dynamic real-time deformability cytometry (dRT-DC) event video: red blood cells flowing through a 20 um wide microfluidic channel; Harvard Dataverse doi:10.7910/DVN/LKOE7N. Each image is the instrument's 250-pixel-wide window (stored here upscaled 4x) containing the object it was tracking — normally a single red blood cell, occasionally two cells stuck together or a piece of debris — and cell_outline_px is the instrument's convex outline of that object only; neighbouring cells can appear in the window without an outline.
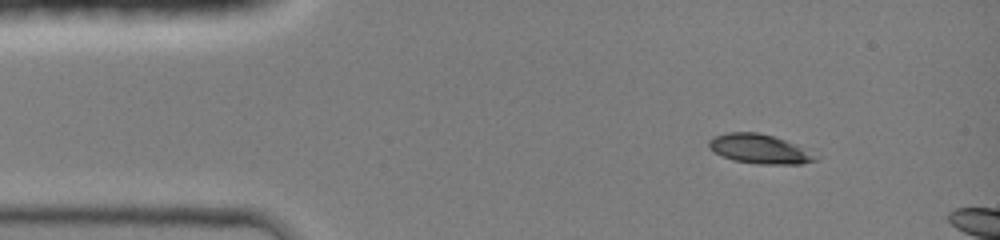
{"species": "common noctule bat (a hibernating species)", "species_latin": "Nyctalus noctula", "temperature_condition": "room temperature", "stored_images_in_passage": 9, "camera_frame_rate_fps": 3000, "um_per_image_px": 0.085, "animal": {"sex": "female", "body_mass_g": 19.0, "forearm_length_mm": 51.5}, "frame": {"image": 1, "passage_image": 6, "time_ms": 1.667, "image_size_px": [1000, 240], "cell_outline_px": [[820, 156], [816, 160], [800, 164], [756, 164], [732, 160], [720, 156], [708, 148], [708, 140], [712, 136], [728, 132], [760, 132], [812, 148]], "centroid_in_image_um": [64.62, 12.66], "position_along_channel_um": 20.4, "area_um2": 19.02}}